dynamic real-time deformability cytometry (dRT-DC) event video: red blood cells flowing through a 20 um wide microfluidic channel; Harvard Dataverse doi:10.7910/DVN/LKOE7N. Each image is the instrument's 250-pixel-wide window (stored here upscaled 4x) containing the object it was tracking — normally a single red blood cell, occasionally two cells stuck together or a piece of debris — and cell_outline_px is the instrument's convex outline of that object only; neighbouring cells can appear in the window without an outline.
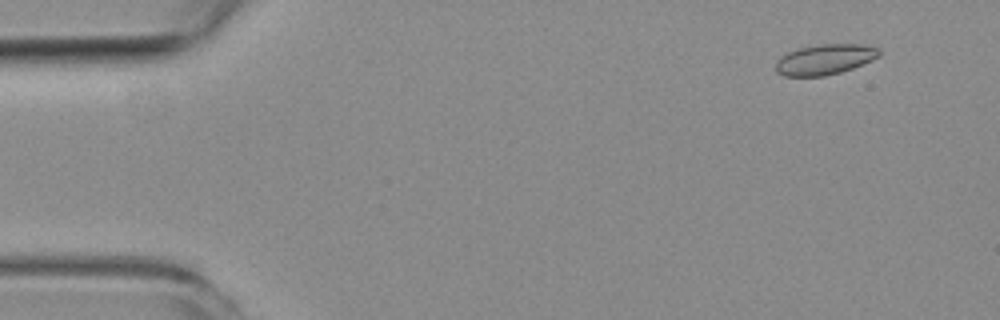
{"species": "common noctule bat (a hibernating species)", "species_latin": "Nyctalus noctula", "temperature_condition": "room temperature", "stored_images_in_passage": 4, "camera_frame_rate_fps": 3000, "um_per_image_px": 0.085, "animal": {"sex": "female", "body_mass_g": 19.3, "forearm_length_mm": 54.1}, "frame": {"image": 1, "passage_image": 2, "time_ms": 1.333, "image_size_px": [1000, 320], "cell_outline_px": [[880, 56], [872, 60], [852, 68], [840, 72], [824, 76], [784, 76], [776, 72], [776, 60], [780, 56], [788, 52], [800, 48], [816, 44], [864, 44], [880, 48]], "centroid_in_image_um": [70.11, 5.04], "position_along_channel_um": 14.9, "area_um2": 18.44}}